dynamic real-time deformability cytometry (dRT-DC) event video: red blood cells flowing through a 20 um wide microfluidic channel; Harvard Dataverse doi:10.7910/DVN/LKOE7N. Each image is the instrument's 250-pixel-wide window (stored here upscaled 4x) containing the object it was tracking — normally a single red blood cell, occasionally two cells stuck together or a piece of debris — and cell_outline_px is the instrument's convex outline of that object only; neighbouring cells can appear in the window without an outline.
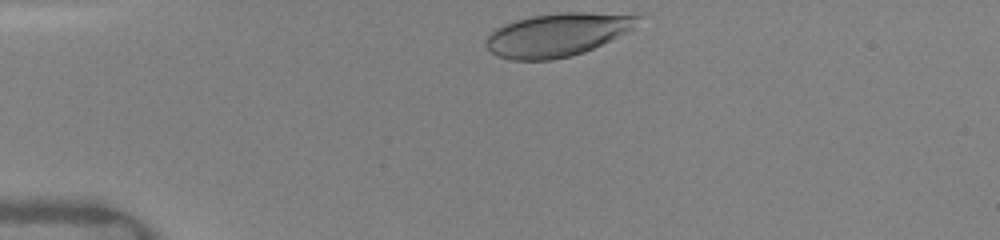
{"species": "human", "species_latin": "Homo sapiens", "temperature_condition": "warm", "stored_images_in_passage": 2, "camera_frame_rate_fps": 3000, "um_per_image_px": 0.085, "donor": {"sex": "female"}, "frame": {"image": 1, "passage_image": 1, "time_ms": 0.0, "image_size_px": [1000, 240], "cell_outline_px": [[640, 16], [632, 28], [584, 52], [572, 56], [552, 60], [512, 60], [496, 56], [484, 44], [484, 40], [496, 28], [504, 24], [516, 20], [532, 16], [564, 12], [584, 12]], "centroid_in_image_um": [47.26, 2.97], "position_along_channel_um": 37.7, "area_um2": 37.51}}